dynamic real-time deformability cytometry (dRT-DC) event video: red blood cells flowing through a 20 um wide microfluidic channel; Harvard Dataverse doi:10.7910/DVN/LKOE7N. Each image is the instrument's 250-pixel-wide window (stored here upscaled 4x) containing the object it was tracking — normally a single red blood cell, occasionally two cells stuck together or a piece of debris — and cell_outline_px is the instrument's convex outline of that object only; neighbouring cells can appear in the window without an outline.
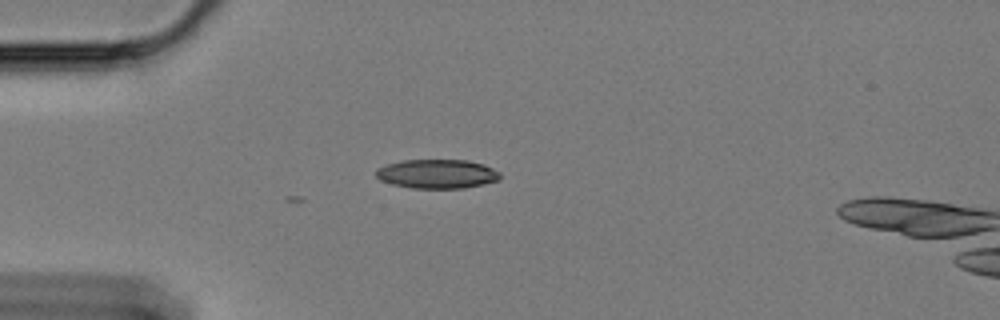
{"species": "Egyptian fruit bat (a non-hibernating species)", "species_latin": "Rousettus aegyptiacus", "temperature_condition": "cold", "stored_images_in_passage": 17, "camera_frame_rate_fps": 3000, "um_per_image_px": 0.085, "animal": {"sex": "female"}, "frame": {"image": 1, "passage_image": 1, "time_ms": 0.0, "image_size_px": [1000, 320], "cell_outline_px": [[500, 180], [484, 184], [464, 188], [412, 188], [392, 184], [380, 180], [376, 176], [376, 168], [400, 160], [468, 160], [484, 164], [500, 172]], "centroid_in_image_um": [37.16, 14.78], "position_along_channel_um": 47.8, "area_um2": 21.15}}
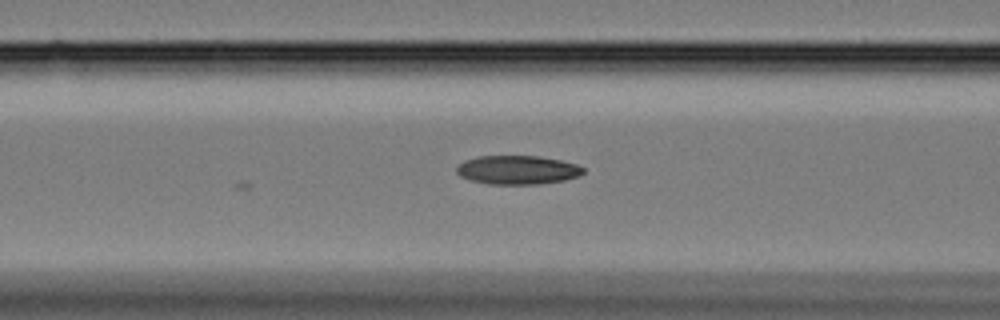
{"frame": {"image": 2, "passage_image": 9, "time_ms": 2.667, "image_size_px": [1000, 320], "cell_outline_px": [[584, 172], [580, 176], [564, 180], [536, 184], [488, 184], [472, 180], [460, 176], [456, 172], [456, 168], [464, 160], [476, 156], [536, 156], [560, 160], [576, 164], [584, 168]], "centroid_in_image_um": [43.98, 14.44], "position_along_channel_um": 122.6, "area_um2": 21.21}}
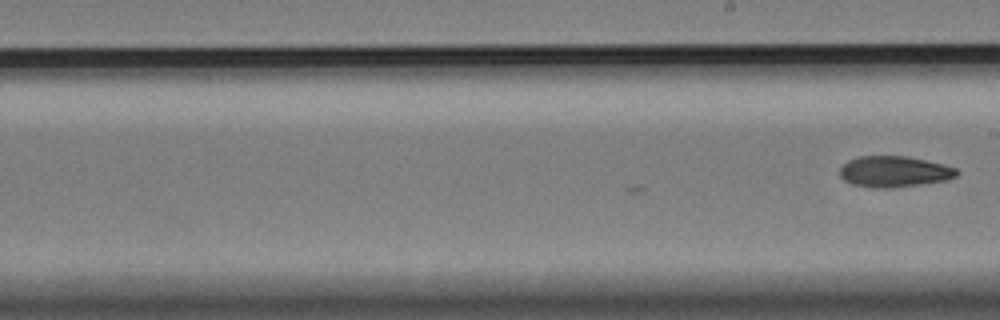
{"frame": {"image": 3, "passage_image": 17, "time_ms": 5.333, "image_size_px": [1000, 320], "cell_outline_px": [[960, 172], [956, 176], [944, 180], [920, 184], [892, 188], [872, 188], [852, 184], [844, 180], [840, 176], [840, 168], [848, 160], [860, 156], [904, 156], [924, 160], [956, 168]], "centroid_in_image_um": [75.96, 14.59], "position_along_channel_um": 213.0, "area_um2": 20.92}}